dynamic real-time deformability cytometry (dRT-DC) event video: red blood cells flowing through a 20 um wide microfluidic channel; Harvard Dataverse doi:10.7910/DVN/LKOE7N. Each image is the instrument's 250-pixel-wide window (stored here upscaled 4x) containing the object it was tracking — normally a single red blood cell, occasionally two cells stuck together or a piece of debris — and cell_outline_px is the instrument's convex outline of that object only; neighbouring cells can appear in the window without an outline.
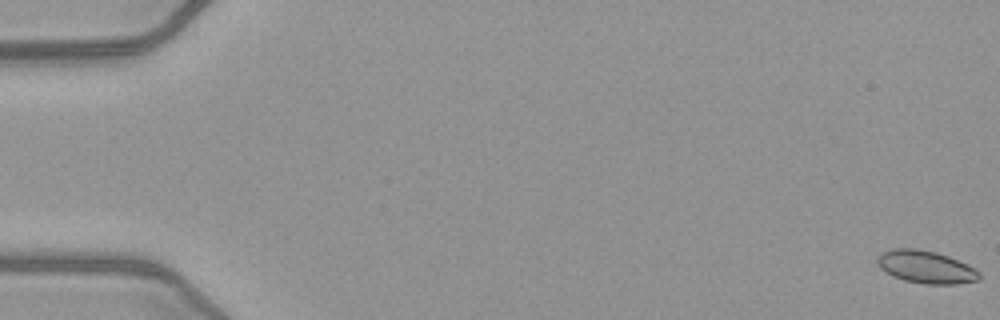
{"species": "common noctule bat (a hibernating species)", "species_latin": "Nyctalus noctula", "temperature_condition": "warm", "stored_images_in_passage": 52, "camera_frame_rate_fps": 3000, "um_per_image_px": 0.085, "animal": {"sex": "female", "body_mass_g": 21.9}, "frame": {"image": 1, "passage_image": 1, "time_ms": 0.0, "image_size_px": [1000, 320], "cell_outline_px": [[980, 280], [956, 284], [924, 284], [904, 280], [892, 276], [880, 268], [876, 260], [876, 256], [880, 252], [892, 248], [916, 248], [936, 252], [948, 256], [968, 264], [980, 272]], "centroid_in_image_um": [78.68, 22.68], "position_along_channel_um": 6.3, "area_um2": 19.65}}
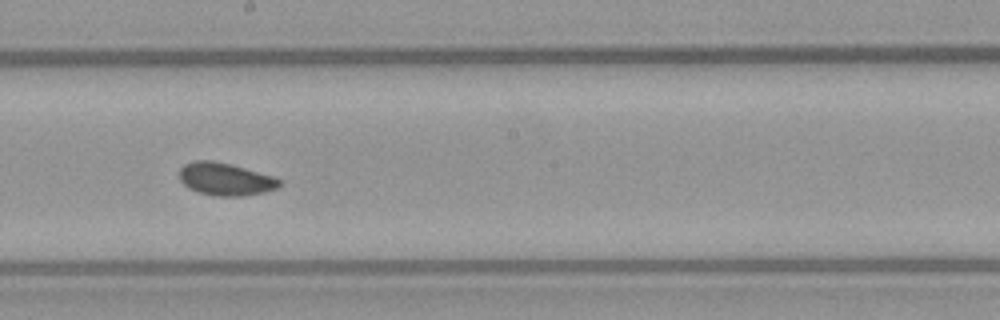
{"frame": {"image": 2, "passage_image": 30, "time_ms": 9.667, "image_size_px": [1000, 320], "cell_outline_px": [[280, 184], [276, 188], [264, 192], [244, 196], [212, 196], [196, 192], [188, 188], [180, 180], [180, 168], [184, 164], [196, 160], [212, 160], [232, 164], [276, 176], [280, 180]], "centroid_in_image_um": [19.16, 15.22], "position_along_channel_um": 229.0, "area_um2": 19.31}}
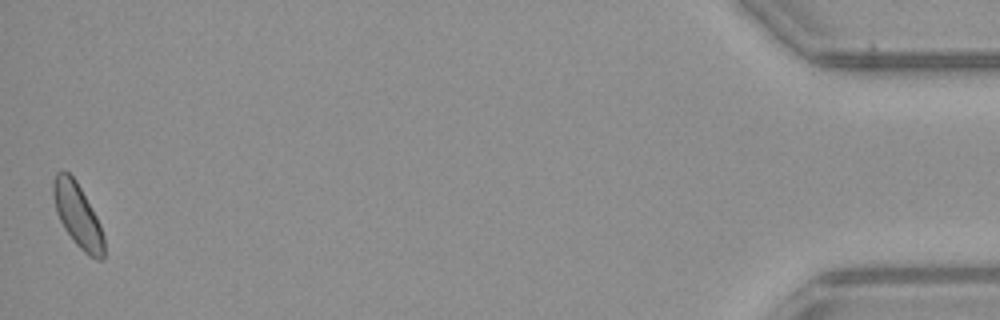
{"frame": {"image": 3, "passage_image": 52, "time_ms": 17.0, "image_size_px": [1000, 320], "cell_outline_px": [[104, 256], [100, 260], [96, 260], [88, 256], [76, 244], [64, 228], [56, 212], [52, 192], [52, 180], [56, 172], [68, 172], [76, 180], [96, 216], [100, 224], [104, 236]], "centroid_in_image_um": [6.6, 18.31], "position_along_channel_um": 428.6, "area_um2": 18.79}, "authors_computed_cell_mechanics": {"area_um2": 18.6694, "velocity_mm_per_s": 4.0321, "shape_relaxation_time_tau1_ms": 4.5404, "shape_relaxation_time_tau2_ms": 8.3071, "deformation_change_tau1": 0.0861, "deformation_change_tau2": 0.1123}}